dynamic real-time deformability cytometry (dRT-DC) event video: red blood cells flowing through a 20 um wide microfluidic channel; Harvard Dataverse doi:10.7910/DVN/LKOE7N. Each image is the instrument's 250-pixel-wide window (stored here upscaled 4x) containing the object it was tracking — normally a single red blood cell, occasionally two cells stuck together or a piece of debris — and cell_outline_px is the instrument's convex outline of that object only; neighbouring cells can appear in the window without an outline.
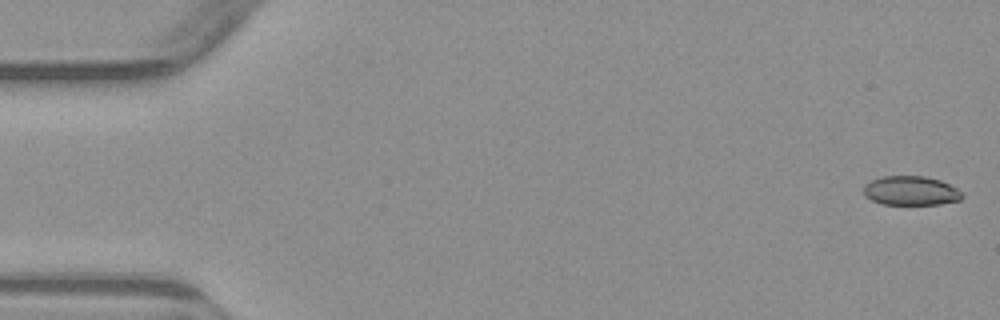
{"species": "common noctule bat (a hibernating species)", "species_latin": "Nyctalus noctula", "temperature_condition": "warm", "stored_images_in_passage": 4, "camera_frame_rate_fps": 3000, "um_per_image_px": 0.085, "animal": {"sex": "male", "body_mass_g": 23.1, "forearm_length_mm": 52.7}, "frame": {"image": 1, "passage_image": 1, "time_ms": 0.0, "image_size_px": [1000, 320], "cell_outline_px": [[964, 196], [960, 200], [940, 204], [880, 204], [864, 196], [864, 184], [872, 180], [884, 176], [924, 176], [940, 180], [956, 188]], "centroid_in_image_um": [77.4, 16.21], "position_along_channel_um": 7.6, "area_um2": 16.7}}